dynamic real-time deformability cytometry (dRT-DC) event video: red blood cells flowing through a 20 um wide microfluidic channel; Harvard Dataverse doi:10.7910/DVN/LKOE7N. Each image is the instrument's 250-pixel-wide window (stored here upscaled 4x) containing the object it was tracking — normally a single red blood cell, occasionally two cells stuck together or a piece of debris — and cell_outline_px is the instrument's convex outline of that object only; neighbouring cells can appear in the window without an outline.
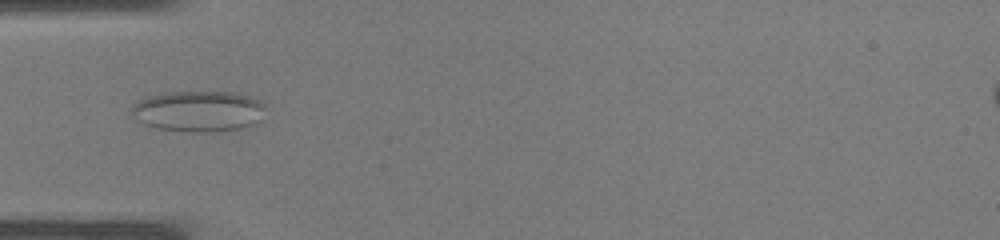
{"species": "common noctule bat (a hibernating species)", "species_latin": "Nyctalus noctula", "temperature_condition": "warm", "stored_images_in_passage": 37, "camera_frame_rate_fps": 3000, "um_per_image_px": 0.085, "animal": {"sex": "male", "body_mass_g": 19.0, "forearm_length_mm": 50.8}, "frame": {"image": 1, "passage_image": 12, "time_ms": 3.667, "image_size_px": [1000, 240], "cell_outline_px": [[264, 108], [256, 124], [248, 128], [216, 132], [192, 132], [156, 128], [144, 124], [136, 120], [132, 116], [132, 108], [140, 100], [152, 96], [168, 92], [232, 92], [248, 96], [260, 100], [264, 104]], "centroid_in_image_um": [16.9, 9.47], "position_along_channel_um": 68.1, "area_um2": 31.91}}
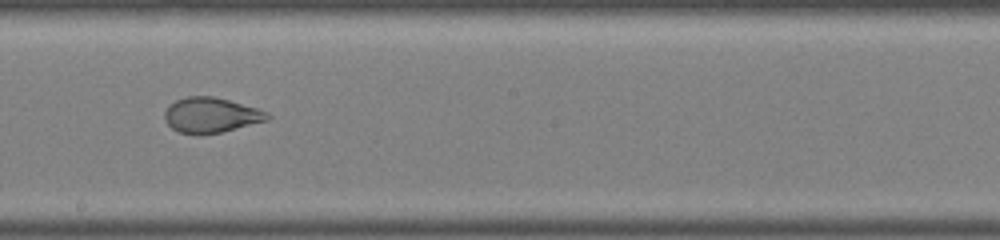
{"frame": {"image": 2, "passage_image": 21, "time_ms": 6.667, "image_size_px": [1000, 240], "cell_outline_px": [[272, 116], [268, 120], [220, 132], [180, 132], [172, 128], [164, 120], [164, 112], [176, 100], [188, 96], [212, 96], [228, 100], [256, 108], [268, 112]], "centroid_in_image_um": [17.95, 9.76], "position_along_channel_um": 230.2, "area_um2": 20.4}}
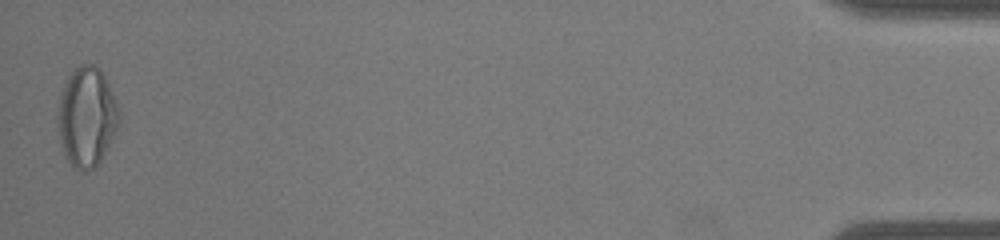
{"frame": {"image": 3, "passage_image": 37, "time_ms": 12.0, "image_size_px": [1000, 240], "cell_outline_px": [[120, 120], [100, 160], [92, 168], [84, 172], [76, 168], [68, 160], [60, 136], [56, 116], [56, 112], [60, 96], [64, 84], [72, 72], [80, 64], [96, 64], [100, 68], [108, 84], [120, 112]], "centroid_in_image_um": [7.36, 9.88], "position_along_channel_um": 427.8, "area_um2": 34.8}}